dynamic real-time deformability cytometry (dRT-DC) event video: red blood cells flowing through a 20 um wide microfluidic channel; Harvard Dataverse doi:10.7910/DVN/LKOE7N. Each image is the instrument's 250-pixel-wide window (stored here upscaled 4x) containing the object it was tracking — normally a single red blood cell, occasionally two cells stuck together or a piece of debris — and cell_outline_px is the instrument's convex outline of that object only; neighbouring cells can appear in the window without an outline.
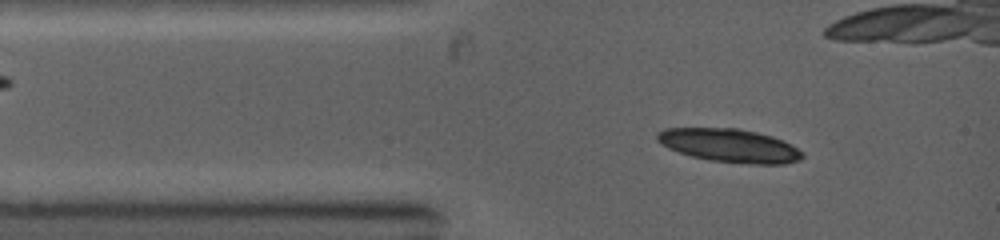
{"species": "common noctule bat (a hibernating species)", "species_latin": "Nyctalus noctula", "temperature_condition": "warm", "stored_images_in_passage": 10, "camera_frame_rate_fps": 5000, "um_per_image_px": 0.085, "animal": {"sex": "female", "body_mass_g": 19.0, "forearm_length_mm": 53.3}, "frame": {"image": 1, "passage_image": 7, "time_ms": 1.0, "image_size_px": [1000, 240], "cell_outline_px": [[804, 156], [800, 160], [784, 164], [752, 164], [712, 160], [692, 156], [668, 148], [656, 140], [656, 132], [664, 128], [736, 128], [756, 132], [772, 136], [784, 140], [792, 144], [804, 152]], "centroid_in_image_um": [62.04, 12.36], "position_along_channel_um": 23.0, "area_um2": 28.32}}